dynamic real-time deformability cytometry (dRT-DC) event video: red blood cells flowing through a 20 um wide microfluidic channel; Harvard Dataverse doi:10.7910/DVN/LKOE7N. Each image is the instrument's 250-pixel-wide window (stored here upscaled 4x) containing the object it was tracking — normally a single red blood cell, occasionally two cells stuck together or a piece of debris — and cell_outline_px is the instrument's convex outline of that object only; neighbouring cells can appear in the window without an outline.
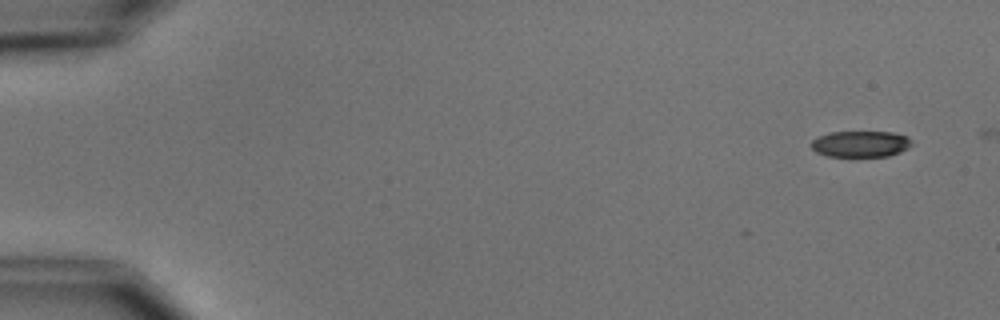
{"species": "common noctule bat (a hibernating species)", "species_latin": "Nyctalus noctula", "temperature_condition": "cold", "stored_images_in_passage": 3, "camera_frame_rate_fps": 3000, "um_per_image_px": 0.085, "animal": {"sex": "male", "body_mass_g": 15.6}, "frame": {"image": 1, "passage_image": 1, "time_ms": 0.0, "image_size_px": [1000, 320], "cell_outline_px": [[912, 144], [908, 148], [900, 152], [888, 156], [828, 156], [816, 152], [812, 148], [812, 140], [816, 136], [828, 132], [892, 132], [908, 136], [912, 140]], "centroid_in_image_um": [73.15, 12.22], "position_along_channel_um": 11.8, "area_um2": 15.43}}